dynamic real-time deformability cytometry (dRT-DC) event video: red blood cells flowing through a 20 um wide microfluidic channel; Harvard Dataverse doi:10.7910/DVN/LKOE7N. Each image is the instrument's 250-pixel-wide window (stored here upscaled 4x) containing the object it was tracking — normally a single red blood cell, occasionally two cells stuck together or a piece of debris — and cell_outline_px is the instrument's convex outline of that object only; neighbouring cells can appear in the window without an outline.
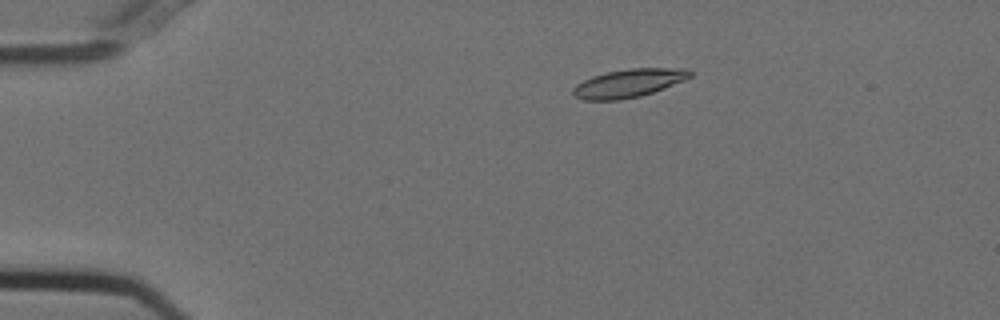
{"species": "Egyptian fruit bat (a non-hibernating species)", "species_latin": "Rousettus aegyptiacus", "temperature_condition": "cold", "stored_images_in_passage": 55, "camera_frame_rate_fps": 3000, "um_per_image_px": 0.085, "animal": {"sex": "female"}, "frame": {"image": 1, "passage_image": 11, "time_ms": 3.333, "image_size_px": [1000, 320], "cell_outline_px": [[692, 76], [684, 80], [652, 92], [640, 96], [620, 100], [584, 100], [576, 96], [572, 92], [572, 88], [576, 84], [592, 76], [608, 72], [628, 68], [688, 68], [692, 72]], "centroid_in_image_um": [53.43, 7.06], "position_along_channel_um": 31.6, "area_um2": 19.19}}
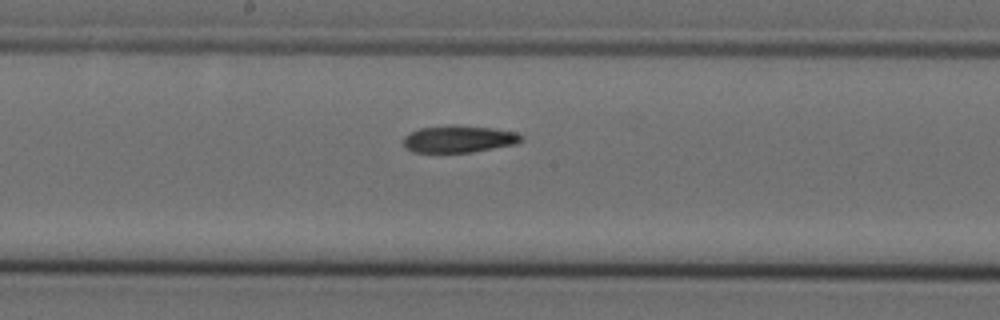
{"frame": {"image": 2, "passage_image": 30, "time_ms": 9.667, "image_size_px": [1000, 320], "cell_outline_px": [[524, 140], [516, 144], [472, 152], [412, 152], [404, 148], [400, 140], [404, 136], [420, 128], [452, 124], [456, 124], [492, 128], [516, 132], [524, 136]], "centroid_in_image_um": [38.98, 11.81], "position_along_channel_um": 209.2, "area_um2": 18.96}}
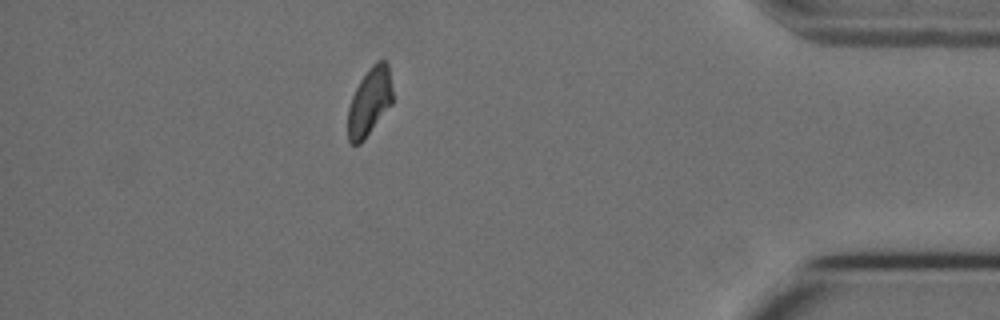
{"frame": {"image": 3, "passage_image": 49, "time_ms": 16.0, "image_size_px": [1000, 320], "cell_outline_px": [[392, 104], [364, 140], [360, 144], [348, 144], [348, 108], [352, 96], [360, 80], [368, 68], [376, 60], [384, 60], [388, 64], [392, 88]], "centroid_in_image_um": [31.4, 8.65], "position_along_channel_um": 403.8, "area_um2": 17.8}, "authors_computed_cell_mechanics": {"area_um2": 18.9006, "velocity_mm_per_s": 3.7043, "shape_relaxation_time_tau1_ms": 8.7804, "shape_relaxation_time_tau2_ms": 1.746, "deformation_change_tau1": 0.1951, "deformation_change_tau2": 0.0646}}